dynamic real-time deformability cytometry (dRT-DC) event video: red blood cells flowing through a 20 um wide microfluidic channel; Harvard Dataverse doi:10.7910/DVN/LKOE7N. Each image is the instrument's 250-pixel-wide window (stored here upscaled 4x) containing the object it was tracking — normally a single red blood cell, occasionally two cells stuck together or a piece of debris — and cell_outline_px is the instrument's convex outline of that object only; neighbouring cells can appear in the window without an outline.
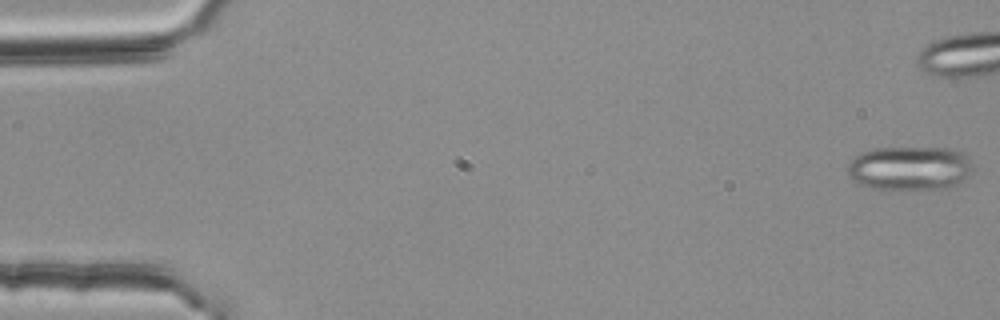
{"species": "common noctule bat (a hibernating species)", "species_latin": "Nyctalus noctula", "temperature_condition": "room temperature", "stored_images_in_passage": 43, "segment_of_instrument_passage": [1, 2], "camera_frame_rate_fps": 3000, "um_per_image_px": 0.085, "animal": {"sex": "female", "body_mass_g": 25.1}, "frame": {"image": 1, "passage_image": 1, "time_ms": 0.0, "image_size_px": [1000, 320], "cell_outline_px": [[972, 164], [968, 176], [960, 188], [872, 188], [856, 184], [848, 176], [848, 164], [852, 156], [860, 152], [876, 148], [948, 148], [960, 152]], "centroid_in_image_um": [77.3, 14.3], "position_along_channel_um": 7.7, "area_um2": 32.31}}